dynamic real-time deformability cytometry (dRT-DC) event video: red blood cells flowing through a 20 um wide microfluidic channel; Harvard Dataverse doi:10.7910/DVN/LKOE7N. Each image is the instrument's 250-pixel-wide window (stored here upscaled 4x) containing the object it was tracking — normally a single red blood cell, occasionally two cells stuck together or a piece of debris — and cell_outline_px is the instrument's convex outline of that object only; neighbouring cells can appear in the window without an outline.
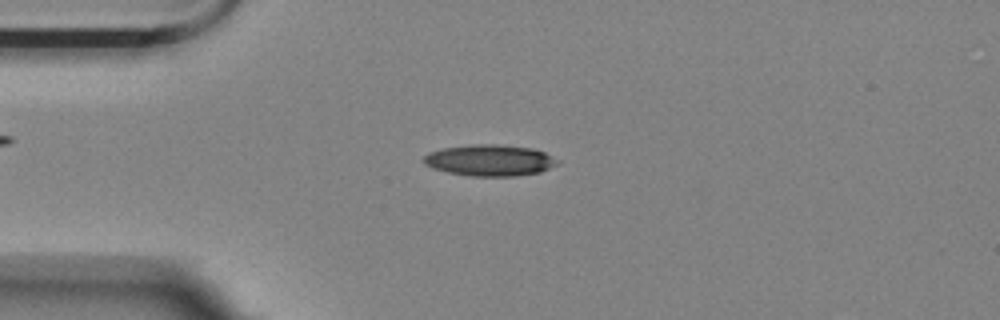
{"species": "Egyptian fruit bat (a non-hibernating species)", "species_latin": "Rousettus aegyptiacus", "temperature_condition": "room temperature", "stored_images_in_passage": 56, "camera_frame_rate_fps": 3000, "um_per_image_px": 0.085, "animal": {"sex": "female"}, "frame": {"image": 1, "passage_image": 14, "time_ms": 4.333, "image_size_px": [1000, 320], "cell_outline_px": [[560, 160], [556, 164], [540, 172], [516, 176], [468, 176], [448, 172], [424, 164], [424, 156], [428, 152], [444, 148], [472, 144], [496, 144], [532, 148], [544, 152]], "centroid_in_image_um": [41.64, 13.62], "position_along_channel_um": 43.4, "area_um2": 24.28}}
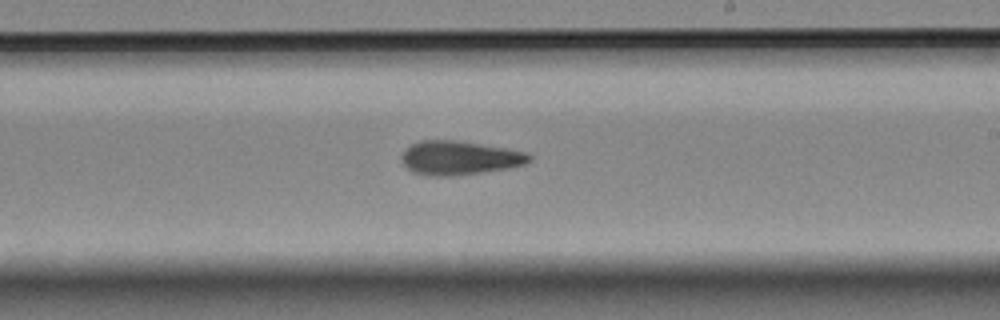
{"frame": {"image": 2, "passage_image": 33, "time_ms": 10.667, "image_size_px": [1000, 320], "cell_outline_px": [[532, 160], [524, 164], [508, 168], [484, 172], [456, 176], [428, 176], [412, 172], [404, 164], [400, 156], [404, 148], [420, 140], [452, 140], [524, 152], [532, 156]], "centroid_in_image_um": [38.98, 13.44], "position_along_channel_um": 250.0, "area_um2": 25.03}}
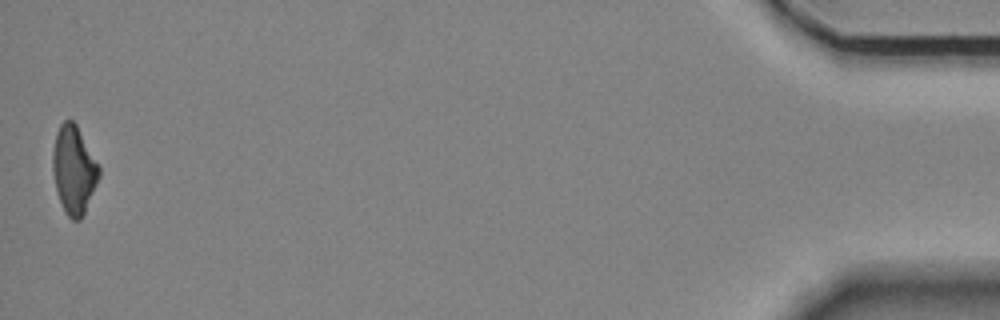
{"frame": {"image": 3, "passage_image": 56, "time_ms": 18.333, "image_size_px": [1000, 320], "cell_outline_px": [[100, 176], [84, 212], [80, 220], [72, 220], [64, 212], [56, 188], [52, 172], [52, 152], [56, 132], [60, 124], [64, 120], [72, 120], [76, 124], [100, 168]], "centroid_in_image_um": [6.25, 14.42], "position_along_channel_um": 428.9, "area_um2": 23.52}, "authors_computed_cell_mechanics": {"area_um2": 24.1604, "velocity_mm_per_s": 3.5431, "shape_relaxation_time_tau1_ms": 10.5485, "shape_relaxation_time_tau2_ms": 7.0467, "deformation_change_tau1": 0.2253, "deformation_change_tau2": 0.1892}}